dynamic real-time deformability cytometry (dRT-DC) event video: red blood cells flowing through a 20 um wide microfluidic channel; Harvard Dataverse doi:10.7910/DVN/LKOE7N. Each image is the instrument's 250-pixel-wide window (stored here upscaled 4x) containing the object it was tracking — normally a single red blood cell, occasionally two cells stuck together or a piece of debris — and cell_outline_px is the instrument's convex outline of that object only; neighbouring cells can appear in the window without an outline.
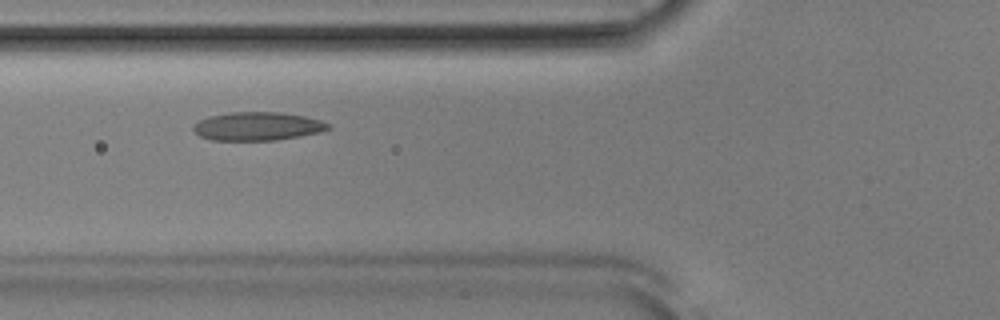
{"species": "Egyptian fruit bat (a non-hibernating species)", "species_latin": "Rousettus aegyptiacus", "temperature_condition": "room temperature", "stored_images_in_passage": 47, "camera_frame_rate_fps": 3000, "um_per_image_px": 0.085, "animal": {"sex": "male"}, "frame": {"image": 1, "passage_image": 14, "time_ms": 4.333, "image_size_px": [1000, 320], "cell_outline_px": [[332, 128], [320, 132], [300, 136], [276, 140], [212, 140], [200, 136], [192, 128], [200, 120], [208, 116], [228, 112], [280, 112], [304, 116], [320, 120], [328, 124]], "centroid_in_image_um": [21.89, 10.73], "position_along_channel_um": 103.9, "area_um2": 22.25}}
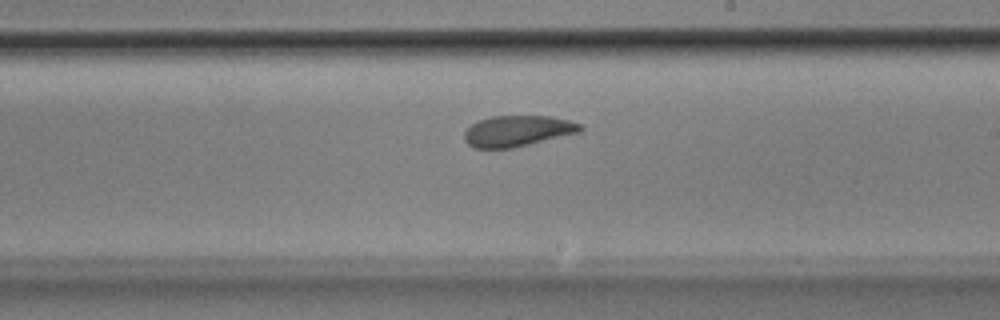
{"frame": {"image": 2, "passage_image": 25, "time_ms": 8.0, "image_size_px": [1000, 320], "cell_outline_px": [[584, 128], [580, 132], [512, 148], [472, 148], [464, 140], [464, 132], [472, 124], [480, 120], [492, 116], [548, 116], [568, 120], [580, 124]], "centroid_in_image_um": [43.97, 11.14], "position_along_channel_um": 245.0, "area_um2": 20.75}}
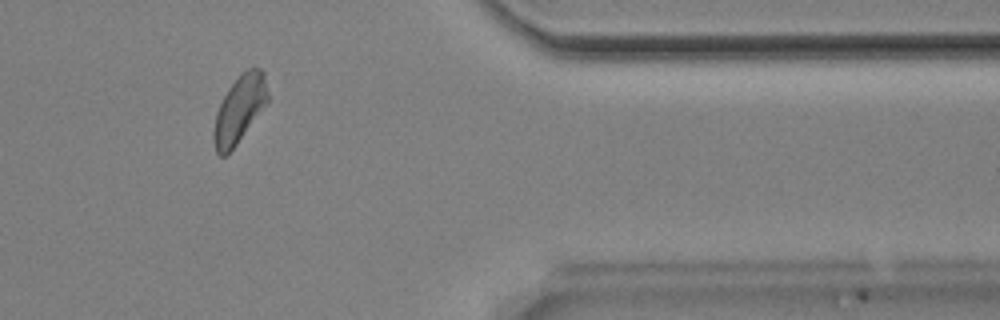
{"frame": {"image": 3, "passage_image": 38, "time_ms": 12.333, "image_size_px": [1000, 320], "cell_outline_px": [[268, 100], [236, 144], [224, 156], [220, 156], [216, 152], [212, 140], [212, 132], [216, 112], [228, 88], [248, 68], [260, 68], [264, 72], [268, 92]], "centroid_in_image_um": [20.32, 9.29], "position_along_channel_um": 391.1, "area_um2": 20.63}, "authors_computed_cell_mechanics": {"area_um2": 21.386, "velocity_mm_per_s": 3.8577, "shape_relaxation_time_tau1_ms": 5.1995, "shape_relaxation_time_tau2_ms": 2.4261, "deformation_change_tau1": 0.1186, "deformation_change_tau2": 0.0786}}